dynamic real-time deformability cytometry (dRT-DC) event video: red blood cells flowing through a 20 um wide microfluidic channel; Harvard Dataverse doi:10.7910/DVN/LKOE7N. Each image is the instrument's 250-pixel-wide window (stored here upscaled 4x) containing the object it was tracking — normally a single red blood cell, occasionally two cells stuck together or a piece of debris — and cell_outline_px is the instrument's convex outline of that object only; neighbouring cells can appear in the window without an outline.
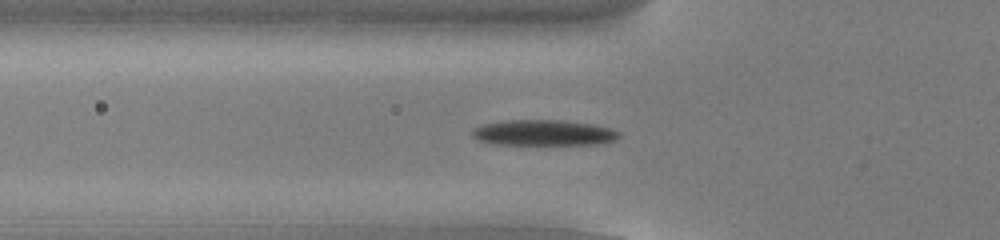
{"species": "common noctule bat (a hibernating species)", "species_latin": "Nyctalus noctula", "temperature_condition": "cold", "stored_images_in_passage": 40, "camera_frame_rate_fps": 3000, "um_per_image_px": 0.085, "animal": {"sex": "male", "body_mass_g": 13.0, "forearm_length_mm": 53.1}, "frame": {"image": 1, "passage_image": 7, "time_ms": 2.0, "image_size_px": [1000, 240], "cell_outline_px": [[620, 136], [616, 140], [596, 144], [492, 144], [480, 140], [472, 136], [472, 128], [480, 124], [500, 120], [560, 120], [588, 124], [612, 128], [620, 132]], "centroid_in_image_um": [46.16, 11.27], "position_along_channel_um": 79.6, "area_um2": 22.02}}
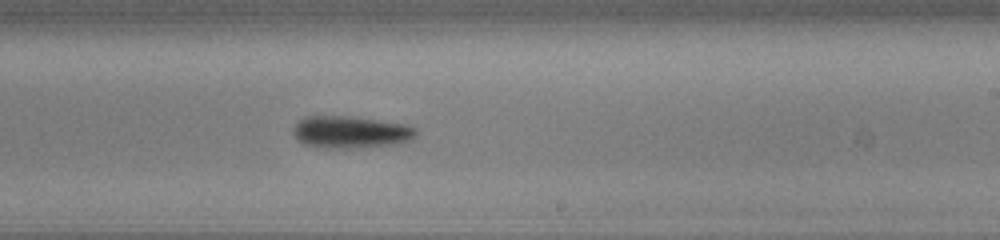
{"frame": {"image": 2, "passage_image": 21, "time_ms": 6.667, "image_size_px": [1000, 240], "cell_outline_px": [[416, 136], [412, 140], [396, 144], [356, 148], [316, 148], [304, 144], [296, 140], [292, 132], [292, 128], [304, 116], [348, 116], [404, 124], [416, 128]], "centroid_in_image_um": [29.76, 11.24], "position_along_channel_um": 259.2, "area_um2": 23.24}}
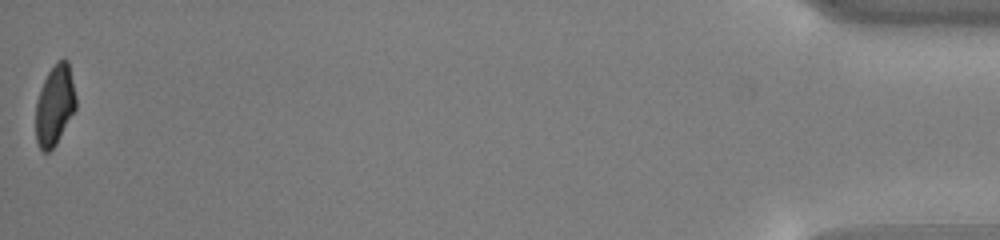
{"frame": {"image": 3, "passage_image": 40, "time_ms": 13.0, "image_size_px": [1000, 240], "cell_outline_px": [[76, 108], [56, 144], [48, 152], [44, 152], [40, 148], [36, 140], [36, 100], [44, 80], [48, 72], [56, 60], [68, 60], [76, 96]], "centroid_in_image_um": [4.65, 8.93], "position_along_channel_um": 430.5, "area_um2": 18.73}, "authors_computed_cell_mechanics": {"area_um2": 21.7039, "velocity_mm_per_s": 3.8454, "shape_relaxation_time_tau1_ms": 2.3615, "shape_relaxation_time_tau2_ms": null, "deformation_change_tau1": 0.1333, "deformation_change_tau2": null}}